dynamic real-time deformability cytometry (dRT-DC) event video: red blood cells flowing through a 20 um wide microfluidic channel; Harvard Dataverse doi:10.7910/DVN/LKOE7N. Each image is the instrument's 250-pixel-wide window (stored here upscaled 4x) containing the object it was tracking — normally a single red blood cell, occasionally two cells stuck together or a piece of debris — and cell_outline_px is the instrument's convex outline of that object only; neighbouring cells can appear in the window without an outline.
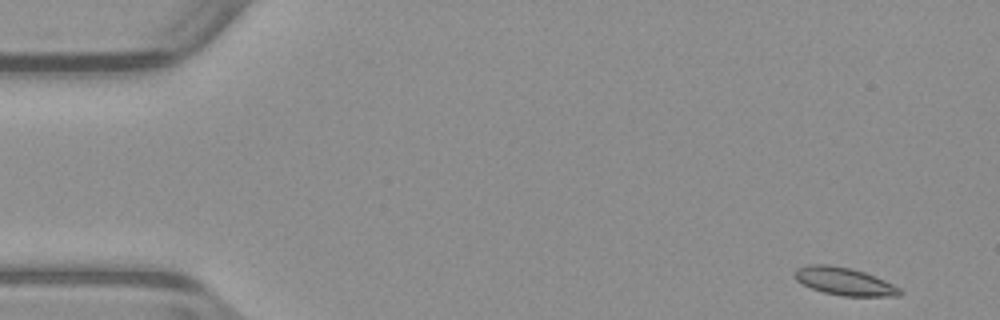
{"species": "common noctule bat (a hibernating species)", "species_latin": "Nyctalus noctula", "temperature_condition": "warm", "stored_images_in_passage": 50, "camera_frame_rate_fps": 3000, "um_per_image_px": 0.085, "animal": {"sex": "male", "body_mass_g": 23.1, "forearm_length_mm": 52.7}, "frame": {"image": 1, "passage_image": 1, "time_ms": 0.0, "image_size_px": [1000, 320], "cell_outline_px": [[904, 292], [900, 296], [844, 296], [824, 292], [812, 288], [796, 280], [792, 276], [792, 272], [796, 268], [808, 264], [828, 264], [852, 268], [864, 272], [884, 280], [900, 288]], "centroid_in_image_um": [71.74, 23.9], "position_along_channel_um": 13.3, "area_um2": 17.11}}
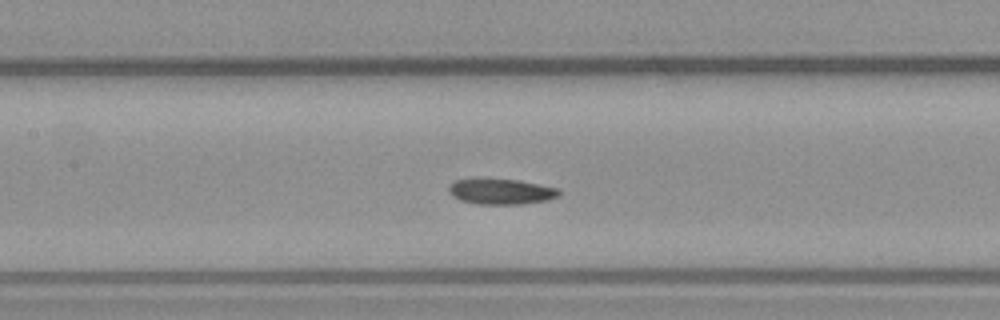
{"frame": {"image": 2, "passage_image": 22, "time_ms": 7.0, "image_size_px": [1000, 320], "cell_outline_px": [[560, 196], [548, 200], [524, 204], [476, 204], [460, 200], [452, 196], [448, 192], [448, 188], [456, 180], [480, 176], [516, 180], [560, 188]], "centroid_in_image_um": [42.57, 16.25], "position_along_channel_um": 164.8, "area_um2": 17.05}}
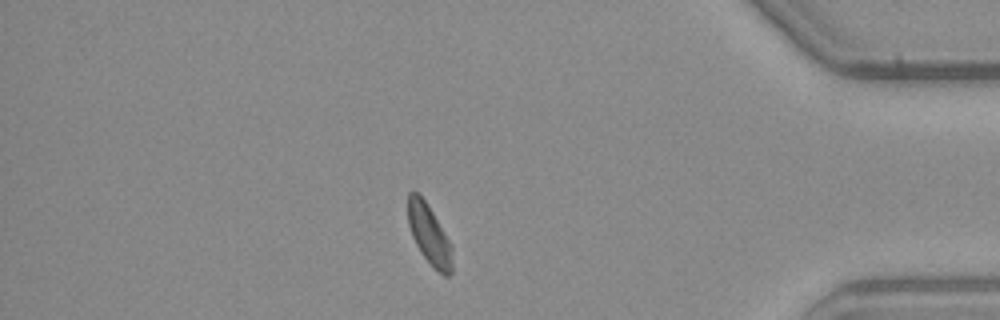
{"frame": {"image": 3, "passage_image": 43, "time_ms": 14.0, "image_size_px": [1000, 320], "cell_outline_px": [[452, 272], [448, 276], [444, 276], [432, 268], [416, 244], [412, 236], [408, 224], [408, 192], [416, 192], [424, 200], [432, 212], [452, 244]], "centroid_in_image_um": [36.5, 19.99], "position_along_channel_um": 398.7, "area_um2": 15.37}, "authors_computed_cell_mechanics": {"area_um2": 16.5019, "velocity_mm_per_s": 3.8982, "shape_relaxation_time_tau1_ms": 8.7689, "shape_relaxation_time_tau2_ms": null, "deformation_change_tau1": 0.1459, "deformation_change_tau2": null}}